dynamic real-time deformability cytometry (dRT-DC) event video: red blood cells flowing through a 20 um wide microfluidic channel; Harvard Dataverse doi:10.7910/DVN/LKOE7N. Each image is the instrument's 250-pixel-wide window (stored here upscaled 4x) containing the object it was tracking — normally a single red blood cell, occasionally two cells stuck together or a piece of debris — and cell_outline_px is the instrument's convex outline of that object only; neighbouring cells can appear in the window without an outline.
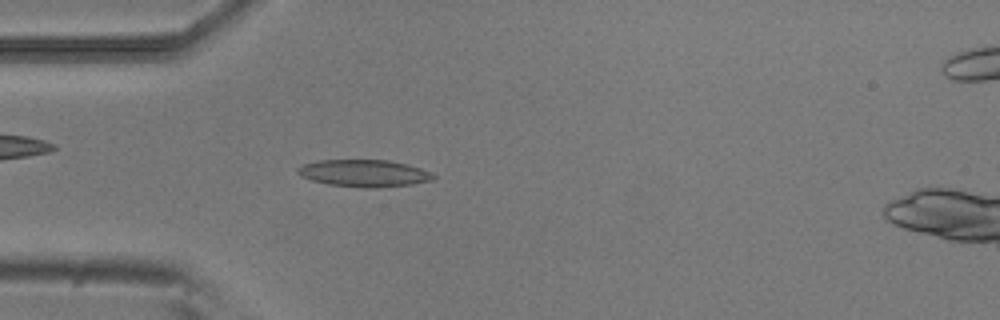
{"species": "common noctule bat (a hibernating species)", "species_latin": "Nyctalus noctula", "temperature_condition": "room temperature", "stored_images_in_passage": 52, "camera_frame_rate_fps": 3000, "um_per_image_px": 0.085, "animal": {"sex": "male", "body_mass_g": 20.5, "forearm_length_mm": 52.5}, "frame": {"image": 1, "passage_image": 14, "time_ms": 4.333, "image_size_px": [1000, 320], "cell_outline_px": [[436, 176], [432, 180], [412, 184], [376, 188], [364, 188], [328, 184], [312, 180], [300, 176], [296, 172], [296, 168], [304, 164], [320, 160], [388, 160], [408, 164], [432, 172]], "centroid_in_image_um": [30.95, 14.72], "position_along_channel_um": 54.0, "area_um2": 21.5}}
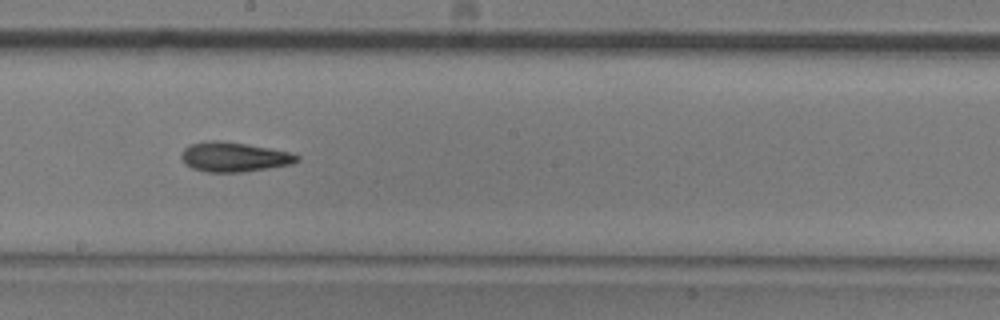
{"frame": {"image": 2, "passage_image": 28, "time_ms": 9.0, "image_size_px": [1000, 320], "cell_outline_px": [[300, 160], [292, 164], [268, 168], [240, 172], [208, 172], [192, 168], [184, 164], [180, 156], [180, 152], [188, 144], [208, 140], [220, 140], [268, 148], [288, 152], [300, 156]], "centroid_in_image_um": [19.83, 13.34], "position_along_channel_um": 228.4, "area_um2": 20.0}}
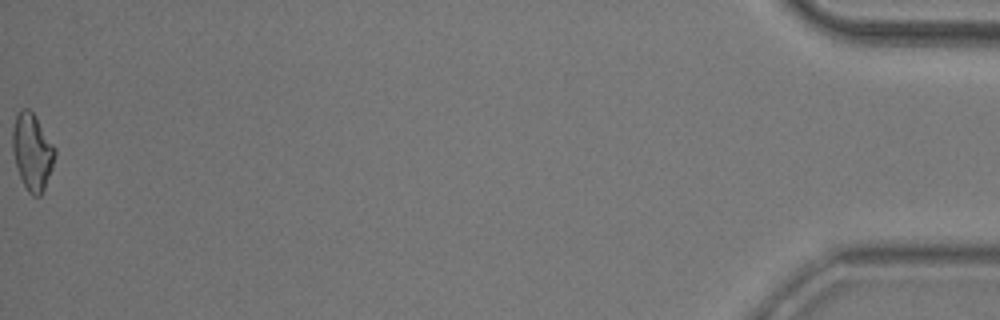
{"frame": {"image": 3, "passage_image": 52, "time_ms": 17.0, "image_size_px": [1000, 320], "cell_outline_px": [[56, 152], [52, 168], [44, 188], [40, 196], [32, 196], [28, 192], [20, 176], [16, 164], [12, 148], [12, 128], [16, 116], [20, 108], [28, 108], [36, 116], [56, 148]], "centroid_in_image_um": [2.74, 12.87], "position_along_channel_um": 432.5, "area_um2": 18.9}, "authors_computed_cell_mechanics": {"area_um2": 19.2763, "velocity_mm_per_s": 3.832, "shape_relaxation_time_tau1_ms": null, "shape_relaxation_time_tau2_ms": 4.0249, "deformation_change_tau1": null, "deformation_change_tau2": 0.1354}}